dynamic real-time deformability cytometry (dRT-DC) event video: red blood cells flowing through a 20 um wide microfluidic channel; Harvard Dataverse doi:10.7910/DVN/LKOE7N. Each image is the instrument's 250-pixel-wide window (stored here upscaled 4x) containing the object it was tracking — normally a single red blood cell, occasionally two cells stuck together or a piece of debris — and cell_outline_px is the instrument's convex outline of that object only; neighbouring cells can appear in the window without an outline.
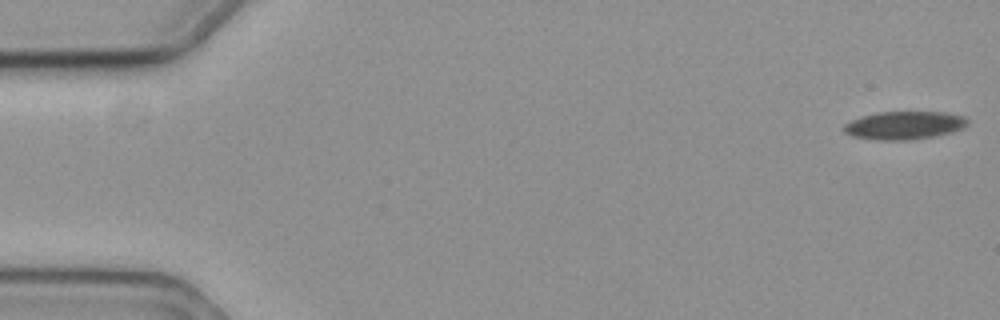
{"species": "common noctule bat (a hibernating species)", "species_latin": "Nyctalus noctula", "temperature_condition": "cold", "stored_images_in_passage": 17, "camera_frame_rate_fps": 3000, "um_per_image_px": 0.085, "animal": {"sex": "female", "body_mass_g": 19.3, "forearm_length_mm": 54.1}, "frame": {"image": 1, "passage_image": 1, "time_ms": 0.0, "image_size_px": [1000, 320], "cell_outline_px": [[968, 124], [964, 128], [952, 132], [936, 136], [912, 140], [880, 140], [852, 136], [844, 132], [844, 124], [852, 120], [864, 116], [880, 112], [948, 112], [964, 116], [968, 120]], "centroid_in_image_um": [76.92, 10.66], "position_along_channel_um": 8.1, "area_um2": 20.29}}
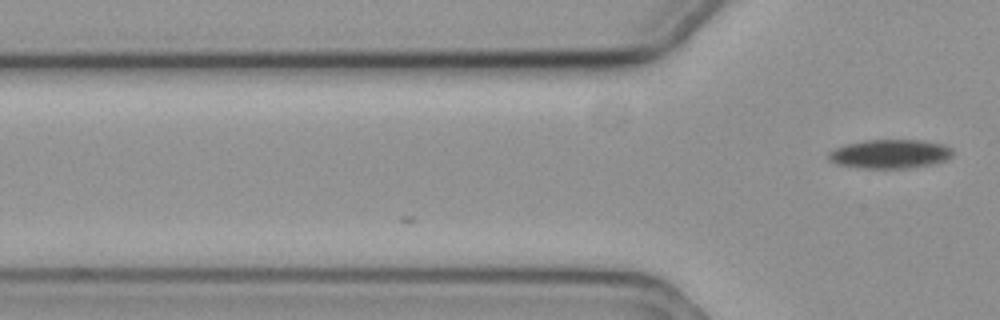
{"frame": {"image": 2, "passage_image": 17, "time_ms": 5.333, "image_size_px": [1000, 320], "cell_outline_px": [[952, 156], [948, 160], [936, 164], [904, 168], [856, 168], [836, 164], [828, 160], [828, 152], [844, 144], [864, 140], [920, 140], [944, 144], [952, 148]], "centroid_in_image_um": [75.65, 13.09], "position_along_channel_um": 50.2, "area_um2": 21.27}}